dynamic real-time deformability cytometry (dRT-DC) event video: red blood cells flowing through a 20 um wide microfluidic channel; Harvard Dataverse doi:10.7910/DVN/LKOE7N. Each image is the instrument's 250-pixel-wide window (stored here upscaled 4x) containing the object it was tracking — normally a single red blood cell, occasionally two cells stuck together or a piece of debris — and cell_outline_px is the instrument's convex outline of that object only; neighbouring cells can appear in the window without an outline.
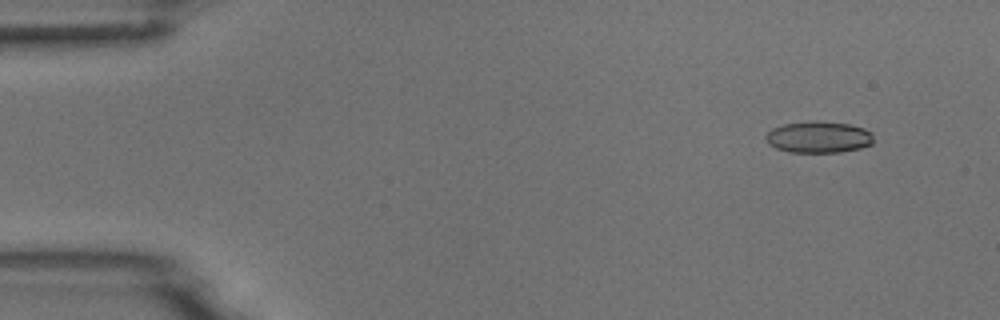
{"species": "common noctule bat (a hibernating species)", "species_latin": "Nyctalus noctula", "temperature_condition": "room temperature", "stored_images_in_passage": 5, "camera_frame_rate_fps": 3000, "um_per_image_px": 0.085, "animal": {"sex": "male", "body_mass_g": 18.8}, "frame": {"image": 1, "passage_image": 1, "time_ms": 0.0, "image_size_px": [1000, 320], "cell_outline_px": [[872, 144], [860, 148], [840, 152], [792, 152], [776, 148], [768, 144], [764, 136], [772, 128], [784, 124], [808, 120], [816, 120], [852, 124], [864, 128], [872, 132]], "centroid_in_image_um": [69.58, 11.63], "position_along_channel_um": 15.4, "area_um2": 20.06}}
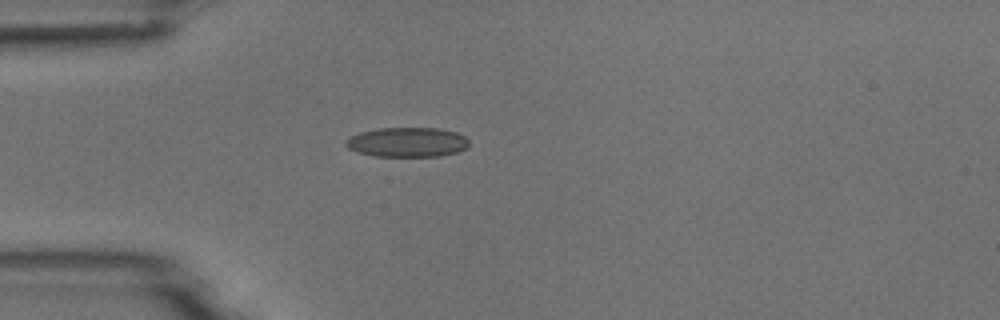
{"frame": {"image": 2, "passage_image": 4, "time_ms": 3.333, "image_size_px": [1000, 320], "cell_outline_px": [[468, 144], [464, 148], [456, 152], [440, 156], [376, 156], [356, 152], [348, 148], [344, 144], [344, 140], [360, 132], [380, 128], [440, 128], [456, 132], [464, 136], [468, 140]], "centroid_in_image_um": [34.58, 12.08], "position_along_channel_um": 50.4, "area_um2": 21.21}}